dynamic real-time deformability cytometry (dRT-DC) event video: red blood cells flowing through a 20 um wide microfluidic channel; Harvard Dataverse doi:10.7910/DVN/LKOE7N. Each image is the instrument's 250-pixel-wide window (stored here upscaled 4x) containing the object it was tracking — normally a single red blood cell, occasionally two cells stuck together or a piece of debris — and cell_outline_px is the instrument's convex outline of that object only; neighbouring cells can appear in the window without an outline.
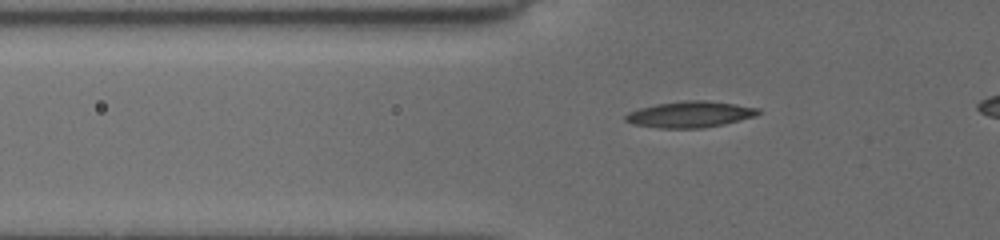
{"species": "common noctule bat (a hibernating species)", "species_latin": "Nyctalus noctula", "temperature_condition": "cold", "stored_images_in_passage": 35, "camera_frame_rate_fps": 3000, "um_per_image_px": 0.085, "animal": {"sex": "female", "body_mass_g": 19.5, "forearm_length_mm": 54.1}, "frame": {"image": 1, "passage_image": 4, "time_ms": 1.0, "image_size_px": [1000, 240], "cell_outline_px": [[760, 112], [756, 116], [724, 124], [704, 128], [660, 128], [632, 124], [624, 120], [624, 116], [628, 112], [640, 108], [656, 104], [684, 100], [708, 100], [736, 104], [760, 108]], "centroid_in_image_um": [58.66, 9.72], "position_along_channel_um": 67.1, "area_um2": 20.4}}
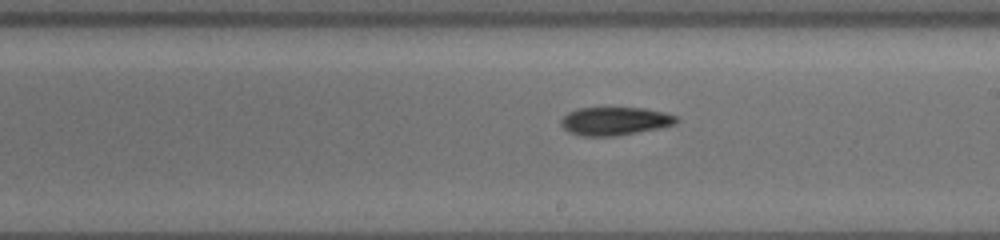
{"frame": {"image": 2, "passage_image": 18, "time_ms": 5.667, "image_size_px": [1000, 240], "cell_outline_px": [[680, 120], [676, 124], [656, 128], [612, 136], [580, 136], [568, 132], [560, 124], [560, 120], [568, 112], [576, 108], [644, 108], [664, 112], [680, 116]], "centroid_in_image_um": [52.26, 10.28], "position_along_channel_um": 236.7, "area_um2": 18.96}}
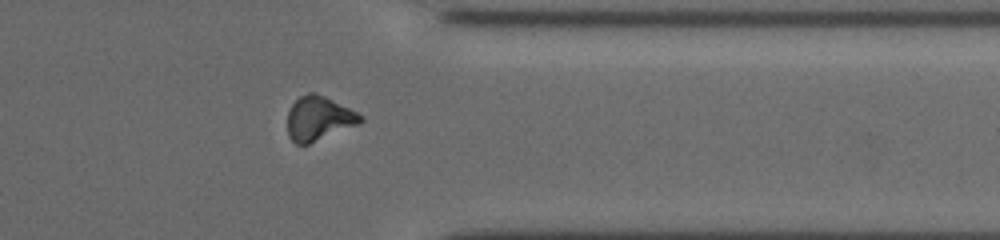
{"frame": {"image": 3, "passage_image": 30, "time_ms": 9.667, "image_size_px": [1000, 240], "cell_outline_px": [[364, 120], [360, 124], [308, 144], [296, 144], [288, 136], [288, 112], [292, 104], [300, 96], [308, 92], [316, 92], [364, 116]], "centroid_in_image_um": [27.1, 10.07], "position_along_channel_um": 384.3, "area_um2": 18.73}}